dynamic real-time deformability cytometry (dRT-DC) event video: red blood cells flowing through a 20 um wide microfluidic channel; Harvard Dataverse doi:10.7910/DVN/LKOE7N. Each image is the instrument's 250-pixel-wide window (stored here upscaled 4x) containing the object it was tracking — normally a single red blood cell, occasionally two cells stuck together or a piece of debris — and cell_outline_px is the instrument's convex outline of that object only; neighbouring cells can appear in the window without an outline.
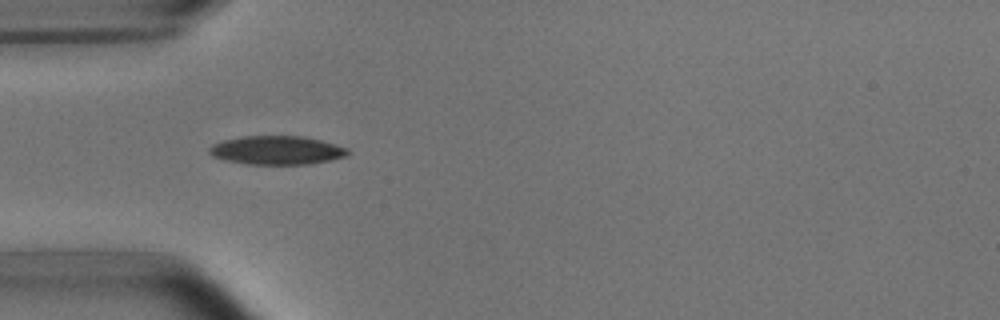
{"species": "common noctule bat (a hibernating species)", "species_latin": "Nyctalus noctula", "temperature_condition": "room temperature", "stored_images_in_passage": 7, "camera_frame_rate_fps": 3000, "um_per_image_px": 0.085, "animal": {"sex": "male", "body_mass_g": 15.6}, "frame": {"image": 1, "passage_image": 4, "time_ms": 3.667, "image_size_px": [1000, 320], "cell_outline_px": [[352, 152], [348, 156], [332, 160], [312, 164], [248, 164], [228, 160], [212, 156], [208, 152], [208, 148], [212, 144], [224, 140], [244, 136], [304, 136], [320, 140], [348, 148]], "centroid_in_image_um": [23.58, 12.77], "position_along_channel_um": 61.4, "area_um2": 23.24}}
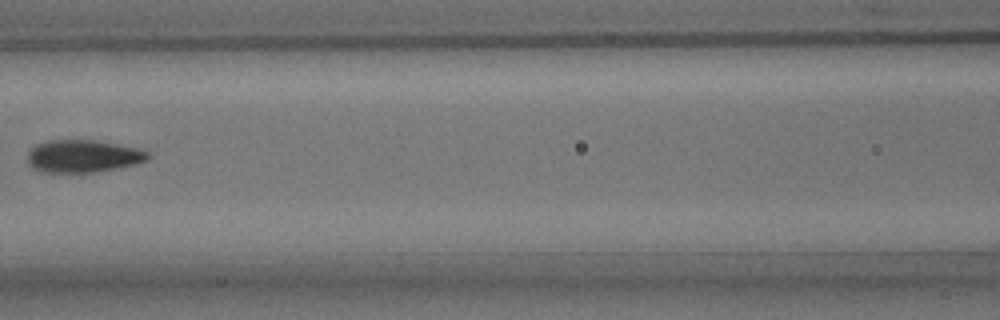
{"frame": {"image": 2, "passage_image": 6, "time_ms": 6.333, "image_size_px": [1000, 320], "cell_outline_px": [[152, 156], [148, 160], [136, 164], [96, 172], [40, 172], [32, 168], [28, 164], [28, 152], [36, 144], [48, 140], [92, 140], [116, 144], [136, 148], [148, 152]], "centroid_in_image_um": [7.04, 13.28], "position_along_channel_um": 159.6, "area_um2": 22.83}}
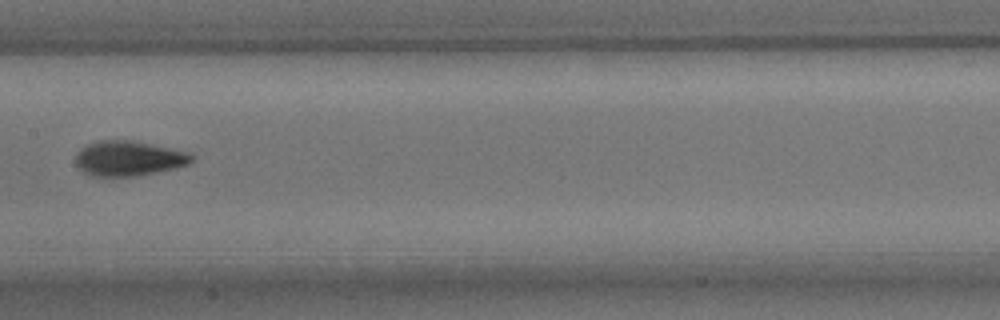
{"frame": {"image": 3, "passage_image": 7, "time_ms": 7.333, "image_size_px": [1000, 320], "cell_outline_px": [[196, 156], [188, 164], [176, 168], [136, 176], [88, 176], [76, 164], [76, 156], [80, 148], [88, 144], [100, 140], [132, 140], [188, 152]], "centroid_in_image_um": [10.93, 13.46], "position_along_channel_um": 196.5, "area_um2": 23.64}}